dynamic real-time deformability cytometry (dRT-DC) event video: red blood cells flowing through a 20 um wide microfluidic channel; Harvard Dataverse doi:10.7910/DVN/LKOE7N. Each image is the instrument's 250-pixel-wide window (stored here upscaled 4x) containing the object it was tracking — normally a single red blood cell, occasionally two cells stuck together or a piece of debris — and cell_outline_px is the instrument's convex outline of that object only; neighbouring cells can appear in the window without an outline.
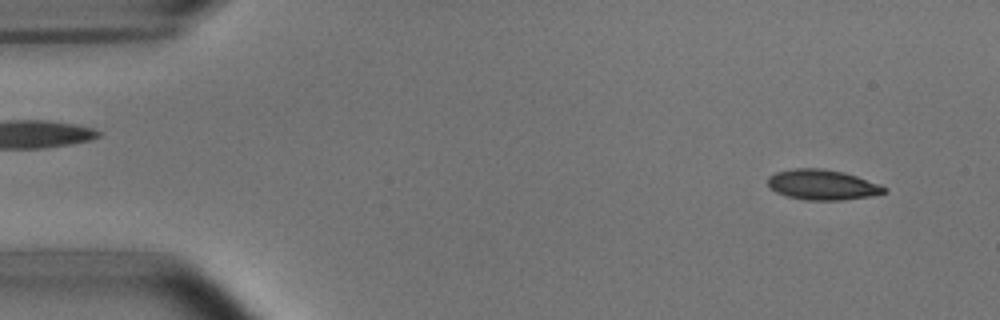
{"species": "common noctule bat (a hibernating species)", "species_latin": "Nyctalus noctula", "temperature_condition": "room temperature", "stored_images_in_passage": 51, "camera_frame_rate_fps": 3000, "um_per_image_px": 0.085, "animal": {"sex": "male", "body_mass_g": 15.6}, "frame": {"image": 1, "passage_image": 3, "time_ms": 0.667, "image_size_px": [1000, 320], "cell_outline_px": [[888, 192], [872, 196], [840, 200], [804, 200], [788, 196], [776, 192], [768, 184], [768, 176], [776, 172], [796, 168], [820, 168], [844, 172], [880, 184], [888, 188]], "centroid_in_image_um": [69.94, 15.7], "position_along_channel_um": 15.1, "area_um2": 20.52}}
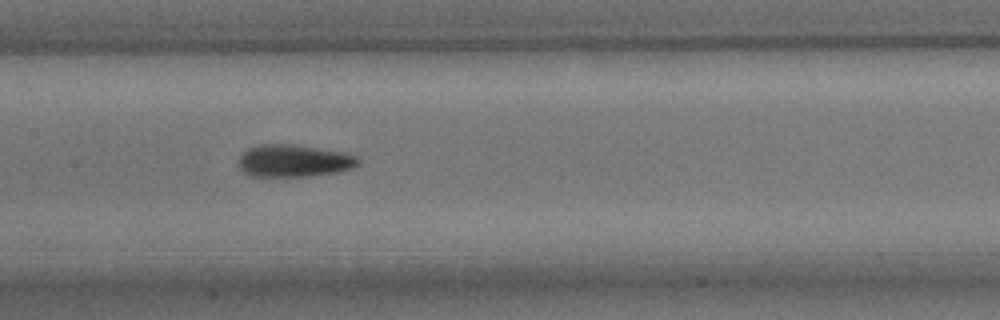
{"frame": {"image": 2, "passage_image": 24, "time_ms": 7.667, "image_size_px": [1000, 320], "cell_outline_px": [[360, 164], [352, 168], [336, 172], [312, 176], [252, 176], [244, 172], [240, 168], [240, 156], [248, 148], [260, 144], [288, 144], [336, 152], [356, 156], [360, 160]], "centroid_in_image_um": [24.95, 13.68], "position_along_channel_um": 182.4, "area_um2": 21.96}}
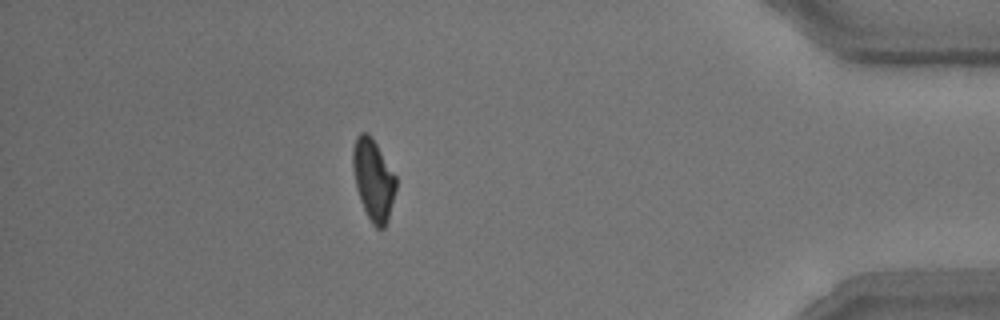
{"frame": {"image": 3, "passage_image": 45, "time_ms": 14.667, "image_size_px": [1000, 320], "cell_outline_px": [[396, 188], [388, 220], [384, 228], [376, 228], [372, 224], [360, 200], [352, 168], [352, 148], [356, 136], [360, 132], [368, 132], [376, 144], [396, 176]], "centroid_in_image_um": [31.72, 15.25], "position_along_channel_um": 403.5, "area_um2": 20.29}, "authors_computed_cell_mechanics": {"area_um2": 21.0392, "velocity_mm_per_s": 3.8064, "shape_relaxation_time_tau1_ms": 4.4604, "shape_relaxation_time_tau2_ms": 2.6001, "deformation_change_tau1": 0.1333, "deformation_change_tau2": 0.0885}}